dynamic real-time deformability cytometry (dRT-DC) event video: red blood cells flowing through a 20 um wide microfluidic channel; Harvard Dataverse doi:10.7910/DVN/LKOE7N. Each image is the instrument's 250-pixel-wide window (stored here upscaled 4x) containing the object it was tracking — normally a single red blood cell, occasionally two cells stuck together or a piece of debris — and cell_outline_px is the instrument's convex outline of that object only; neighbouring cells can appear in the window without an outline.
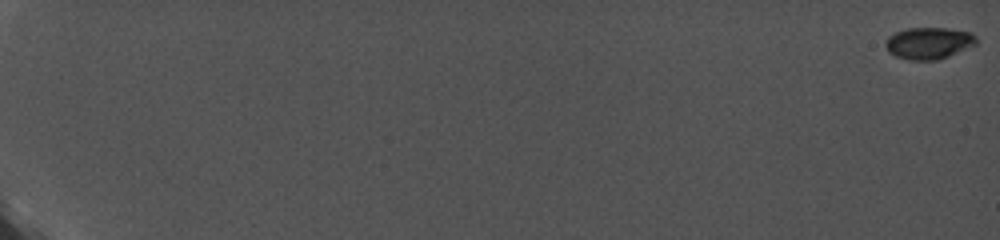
{"species": "common noctule bat (a hibernating species)", "species_latin": "Nyctalus noctula", "temperature_condition": "cold", "stored_images_in_passage": 14, "camera_frame_rate_fps": 5000, "um_per_image_px": 0.085, "animal": {"sex": "female", "body_mass_g": 19.0, "forearm_length_mm": 56.7}, "frame": {"image": 1, "passage_image": 1, "time_ms": 0.0, "image_size_px": [1000, 240], "cell_outline_px": [[976, 44], [948, 56], [936, 60], [908, 60], [896, 56], [888, 52], [884, 44], [888, 36], [896, 32], [908, 28], [948, 28], [972, 32], [976, 36]], "centroid_in_image_um": [78.93, 3.66], "position_along_channel_um": 6.1, "area_um2": 16.82}}